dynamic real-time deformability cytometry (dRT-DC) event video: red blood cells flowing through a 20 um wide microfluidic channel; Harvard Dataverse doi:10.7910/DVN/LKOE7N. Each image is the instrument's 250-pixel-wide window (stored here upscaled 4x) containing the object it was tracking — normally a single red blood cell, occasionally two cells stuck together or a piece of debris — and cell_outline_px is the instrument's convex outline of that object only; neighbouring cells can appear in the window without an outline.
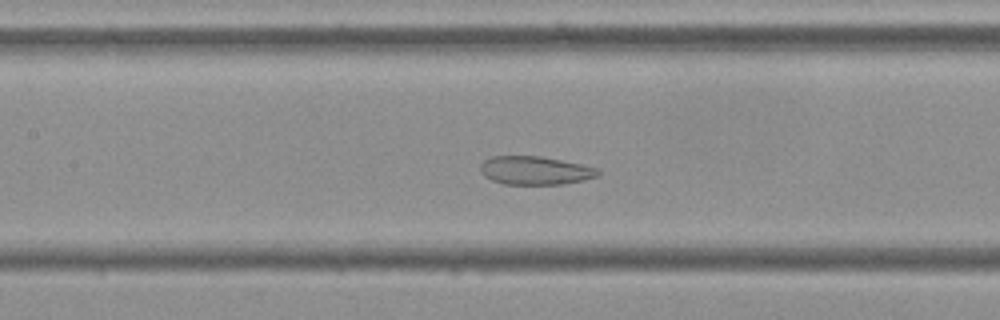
{"species": "Egyptian fruit bat (a non-hibernating species)", "species_latin": "Rousettus aegyptiacus", "temperature_condition": "cold", "stored_images_in_passage": 56, "camera_frame_rate_fps": 3000, "um_per_image_px": 0.085, "frame": {"image": 1, "passage_image": 26, "time_ms": 8.333, "image_size_px": [1000, 320], "cell_outline_px": [[600, 172], [596, 176], [584, 180], [564, 184], [504, 184], [492, 180], [484, 176], [480, 172], [480, 164], [484, 160], [492, 156], [540, 156], [580, 164], [596, 168]], "centroid_in_image_um": [45.44, 14.49], "position_along_channel_um": 162.0, "area_um2": 19.36}}
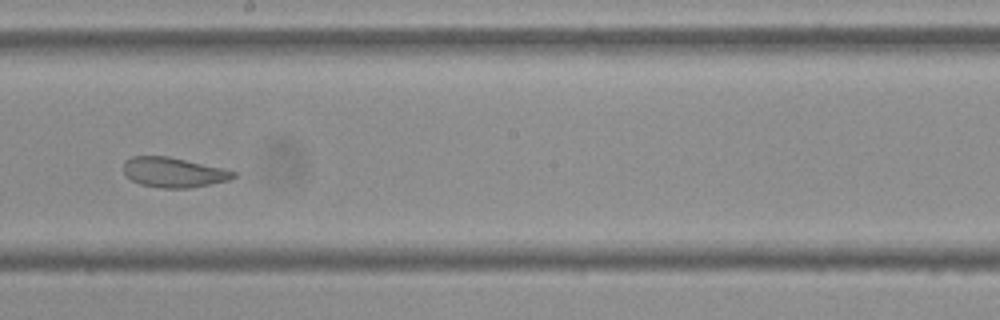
{"frame": {"image": 2, "passage_image": 32, "time_ms": 10.333, "image_size_px": [1000, 320], "cell_outline_px": [[236, 176], [228, 180], [188, 188], [160, 188], [140, 184], [132, 180], [124, 172], [124, 160], [132, 156], [168, 156], [224, 168], [236, 172]], "centroid_in_image_um": [14.74, 14.64], "position_along_channel_um": 233.5, "area_um2": 19.07}}
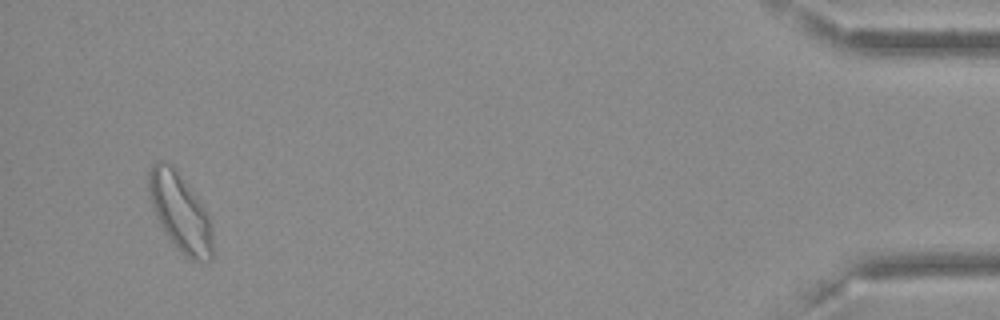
{"frame": {"image": 3, "passage_image": 54, "time_ms": 17.667, "image_size_px": [1000, 320], "cell_outline_px": [[212, 260], [200, 264], [184, 256], [180, 252], [168, 236], [160, 224], [156, 216], [148, 196], [148, 172], [152, 164], [156, 160], [160, 160], [172, 164], [188, 184], [200, 200], [208, 212], [212, 232]], "centroid_in_image_um": [15.32, 18.04], "position_along_channel_um": 419.9, "area_um2": 29.54}, "authors_computed_cell_mechanics": {"area_um2": 24.6806, "velocity_mm_per_s": 3.5919, "shape_relaxation_time_tau1_ms": null, "shape_relaxation_time_tau2_ms": 1.4721, "deformation_change_tau1": null, "deformation_change_tau2": 0.0776}}